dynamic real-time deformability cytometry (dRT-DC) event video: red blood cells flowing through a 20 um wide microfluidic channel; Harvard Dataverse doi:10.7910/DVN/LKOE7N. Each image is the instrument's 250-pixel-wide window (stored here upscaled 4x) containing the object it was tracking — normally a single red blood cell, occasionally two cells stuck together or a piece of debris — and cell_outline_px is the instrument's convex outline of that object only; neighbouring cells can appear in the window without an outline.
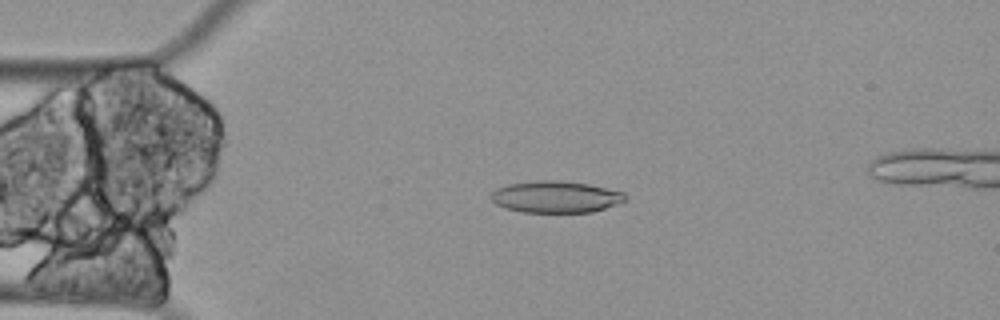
{"species": "Egyptian fruit bat (a non-hibernating species)", "species_latin": "Rousettus aegyptiacus", "temperature_condition": "cold", "stored_images_in_passage": 51, "camera_frame_rate_fps": 3000, "um_per_image_px": 0.085, "animal": {"sex": "female"}, "frame": {"image": 1, "passage_image": 9, "time_ms": 2.667, "image_size_px": [1000, 320], "cell_outline_px": [[628, 196], [624, 200], [616, 204], [592, 212], [524, 212], [504, 208], [496, 204], [488, 196], [496, 188], [508, 184], [536, 180], [556, 180], [588, 184], [624, 192]], "centroid_in_image_um": [47.19, 16.73], "position_along_channel_um": 37.8, "area_um2": 24.8}}
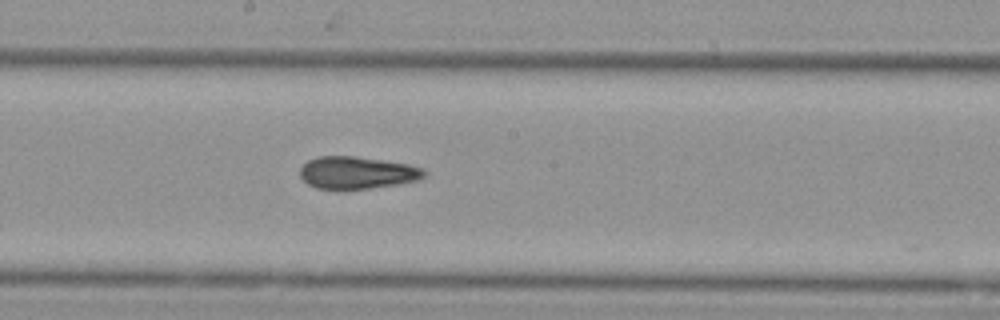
{"frame": {"image": 2, "passage_image": 27, "time_ms": 8.667, "image_size_px": [1000, 320], "cell_outline_px": [[428, 172], [420, 180], [400, 184], [344, 192], [316, 188], [308, 184], [300, 176], [300, 168], [308, 160], [316, 156], [356, 156], [408, 164], [424, 168]], "centroid_in_image_um": [30.35, 14.71], "position_along_channel_um": 217.8, "area_um2": 24.22}}
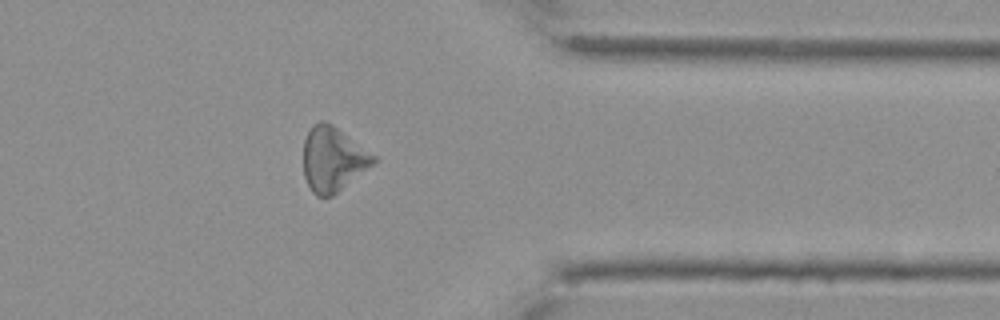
{"frame": {"image": 3, "passage_image": 43, "time_ms": 14.0, "image_size_px": [1000, 320], "cell_outline_px": [[380, 160], [332, 196], [316, 196], [312, 192], [304, 176], [304, 140], [312, 124], [320, 120], [324, 120], [332, 124], [376, 156]], "centroid_in_image_um": [28.31, 13.52], "position_along_channel_um": 383.1, "area_um2": 26.36}, "authors_computed_cell_mechanics": {"area_um2": 24.7384, "velocity_mm_per_s": 3.3019, "shape_relaxation_time_tau1_ms": null, "shape_relaxation_time_tau2_ms": 6.0638, "deformation_change_tau1": null, "deformation_change_tau2": 0.1853}}